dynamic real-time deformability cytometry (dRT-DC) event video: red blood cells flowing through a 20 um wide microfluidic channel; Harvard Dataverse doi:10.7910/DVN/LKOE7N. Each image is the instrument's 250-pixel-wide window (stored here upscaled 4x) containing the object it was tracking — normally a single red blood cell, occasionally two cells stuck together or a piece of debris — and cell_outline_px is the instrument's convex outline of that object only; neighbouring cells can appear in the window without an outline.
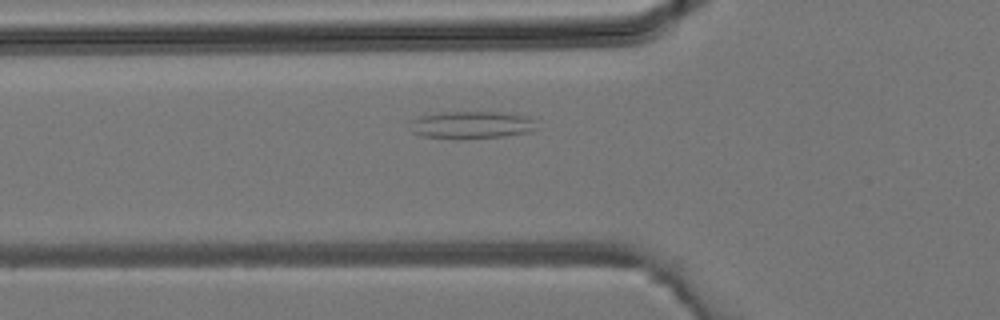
{"species": "common noctule bat (a hibernating species)", "species_latin": "Nyctalus noctula", "temperature_condition": "room temperature", "stored_images_in_passage": 2, "camera_frame_rate_fps": 3000, "um_per_image_px": 0.085, "animal": {"sex": "male", "body_mass_g": 19.2, "forearm_length_mm": 51.8}, "frame": {"image": 1, "passage_image": 2, "time_ms": 0.333, "image_size_px": [1000, 320], "cell_outline_px": [[536, 128], [528, 132], [504, 136], [424, 136], [412, 132], [412, 120], [420, 116], [444, 112], [496, 112], [528, 116], [532, 120]], "centroid_in_image_um": [40.11, 10.57], "position_along_channel_um": 85.7, "area_um2": 18.96}}